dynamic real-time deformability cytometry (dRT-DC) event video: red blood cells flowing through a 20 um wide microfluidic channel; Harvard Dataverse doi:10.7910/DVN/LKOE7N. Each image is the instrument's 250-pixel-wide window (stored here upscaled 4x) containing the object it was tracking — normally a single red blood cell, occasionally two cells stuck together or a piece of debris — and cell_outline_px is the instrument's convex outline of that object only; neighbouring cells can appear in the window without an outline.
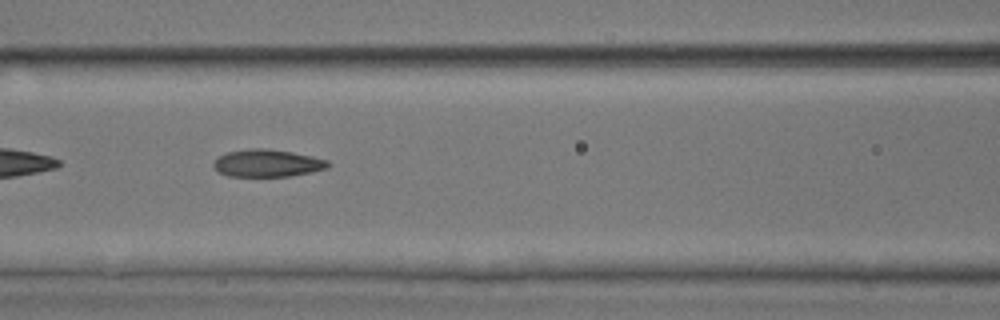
{"species": "common noctule bat (a hibernating species)", "species_latin": "Nyctalus noctula", "temperature_condition": "room temperature", "stored_images_in_passage": 36, "camera_frame_rate_fps": 3000, "um_per_image_px": 0.085, "animal": {"sex": "male", "body_mass_g": 17.9, "forearm_length_mm": 54.2}, "frame": {"image": 1, "passage_image": 6, "time_ms": 1.667, "image_size_px": [1000, 320], "cell_outline_px": [[332, 164], [328, 168], [312, 172], [292, 176], [228, 176], [212, 168], [212, 164], [220, 156], [228, 152], [248, 148], [268, 148], [292, 152], [312, 156], [328, 160]], "centroid_in_image_um": [22.76, 13.87], "position_along_channel_um": 143.8, "area_um2": 18.44}}
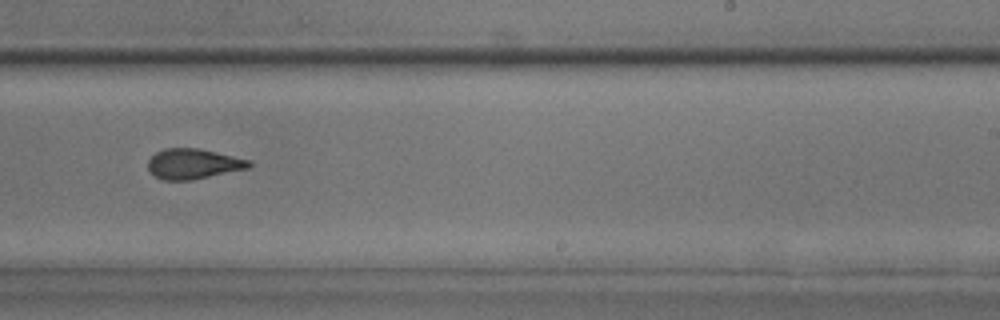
{"frame": {"image": 2, "passage_image": 16, "time_ms": 5.0, "image_size_px": [1000, 320], "cell_outline_px": [[252, 164], [248, 168], [192, 180], [164, 180], [156, 176], [148, 168], [148, 160], [156, 152], [164, 148], [200, 148], [252, 160]], "centroid_in_image_um": [16.45, 13.91], "position_along_channel_um": 272.5, "area_um2": 17.8}}
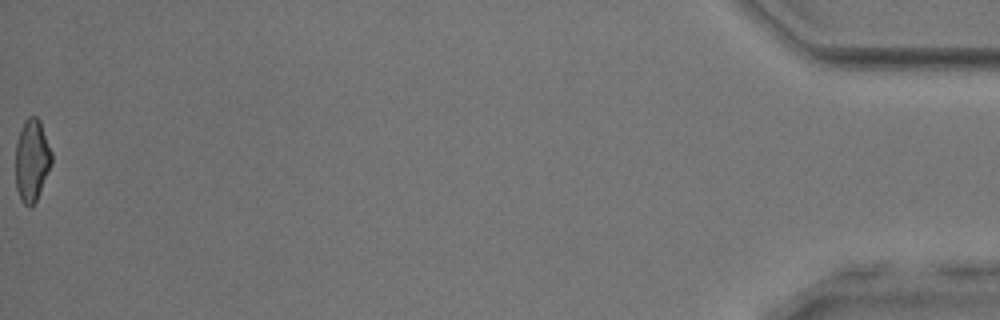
{"frame": {"image": 3, "passage_image": 36, "time_ms": 11.667, "image_size_px": [1000, 320], "cell_outline_px": [[52, 164], [36, 200], [32, 208], [28, 208], [20, 200], [16, 188], [16, 144], [24, 120], [28, 116], [36, 116], [40, 120], [52, 152]], "centroid_in_image_um": [2.71, 13.64], "position_along_channel_um": 432.5, "area_um2": 17.4}}